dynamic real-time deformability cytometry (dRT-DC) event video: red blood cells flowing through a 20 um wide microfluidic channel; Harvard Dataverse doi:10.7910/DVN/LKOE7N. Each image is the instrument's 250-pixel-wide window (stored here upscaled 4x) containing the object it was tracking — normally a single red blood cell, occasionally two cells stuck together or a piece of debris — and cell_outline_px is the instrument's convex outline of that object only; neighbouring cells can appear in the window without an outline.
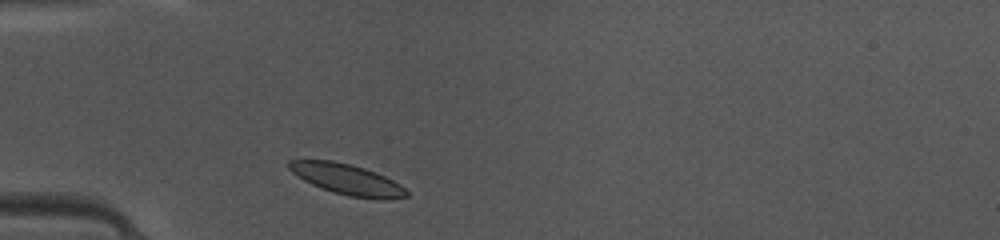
{"species": "common noctule bat (a hibernating species)", "species_latin": "Nyctalus noctula", "temperature_condition": "warm", "stored_images_in_passage": 35, "camera_frame_rate_fps": 3000, "um_per_image_px": 0.085, "animal": {"sex": "female", "body_mass_g": 10.0, "forearm_length_mm": 53.1}, "frame": {"image": 1, "passage_image": 1, "time_ms": 0.0, "image_size_px": [1000, 240], "cell_outline_px": [[408, 196], [384, 200], [380, 200], [348, 196], [312, 184], [304, 180], [292, 172], [288, 168], [288, 160], [332, 160], [352, 164], [376, 172], [400, 184], [408, 192]], "centroid_in_image_um": [29.52, 15.24], "position_along_channel_um": 55.5, "area_um2": 20.87}}
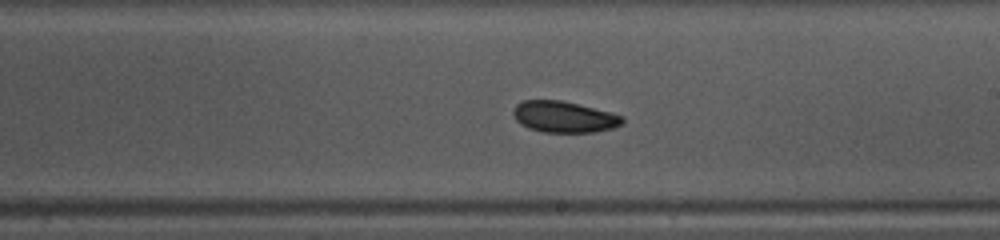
{"frame": {"image": 2, "passage_image": 15, "time_ms": 4.667, "image_size_px": [1000, 240], "cell_outline_px": [[624, 124], [612, 128], [596, 132], [540, 132], [528, 128], [520, 124], [516, 120], [512, 112], [516, 104], [524, 100], [560, 100], [612, 112], [624, 116]], "centroid_in_image_um": [47.95, 9.94], "position_along_channel_um": 241.0, "area_um2": 20.06}}
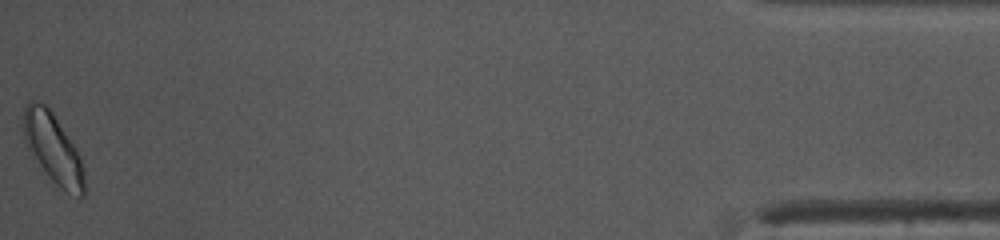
{"frame": {"image": 3, "passage_image": 35, "time_ms": 11.333, "image_size_px": [1000, 240], "cell_outline_px": [[84, 196], [80, 196], [64, 192], [48, 176], [32, 156], [24, 140], [20, 128], [24, 108], [28, 100], [40, 100], [52, 112], [76, 148], [80, 156], [84, 168]], "centroid_in_image_um": [4.46, 12.57], "position_along_channel_um": 430.7, "area_um2": 25.09}, "authors_computed_cell_mechanics": {"area_um2": 20.519, "velocity_mm_per_s": 4.144, "shape_relaxation_time_tau1_ms": 1.7362, "shape_relaxation_time_tau2_ms": null, "deformation_change_tau1": 0.063, "deformation_change_tau2": null}}